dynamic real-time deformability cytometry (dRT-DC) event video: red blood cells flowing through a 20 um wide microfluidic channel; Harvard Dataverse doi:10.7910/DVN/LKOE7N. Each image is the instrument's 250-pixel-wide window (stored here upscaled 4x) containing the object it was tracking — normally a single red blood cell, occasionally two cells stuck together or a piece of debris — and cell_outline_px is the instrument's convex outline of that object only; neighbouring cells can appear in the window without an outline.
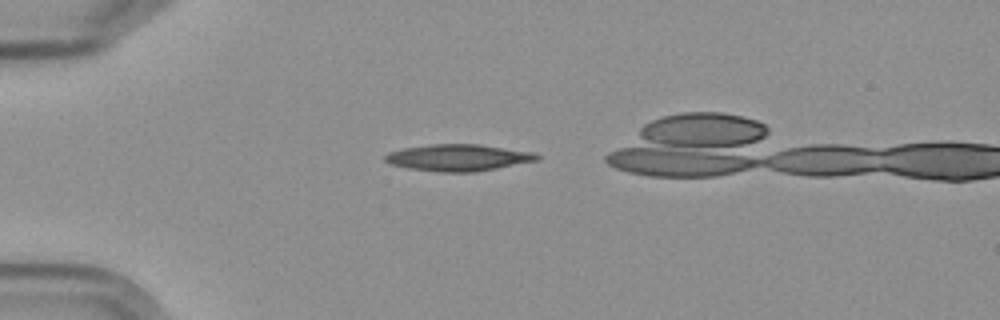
{"species": "Egyptian fruit bat (a non-hibernating species)", "species_latin": "Rousettus aegyptiacus", "temperature_condition": "cold", "stored_images_in_passage": 4, "camera_frame_rate_fps": 3000, "um_per_image_px": 0.085, "frame": {"image": 1, "passage_image": 2, "time_ms": 1.333, "image_size_px": [1000, 320], "cell_outline_px": [[540, 160], [496, 168], [472, 172], [440, 172], [408, 168], [392, 164], [384, 160], [384, 156], [388, 152], [404, 148], [432, 144], [480, 144], [536, 152], [540, 156]], "centroid_in_image_um": [38.99, 13.39], "position_along_channel_um": 46.0, "area_um2": 23.64}}